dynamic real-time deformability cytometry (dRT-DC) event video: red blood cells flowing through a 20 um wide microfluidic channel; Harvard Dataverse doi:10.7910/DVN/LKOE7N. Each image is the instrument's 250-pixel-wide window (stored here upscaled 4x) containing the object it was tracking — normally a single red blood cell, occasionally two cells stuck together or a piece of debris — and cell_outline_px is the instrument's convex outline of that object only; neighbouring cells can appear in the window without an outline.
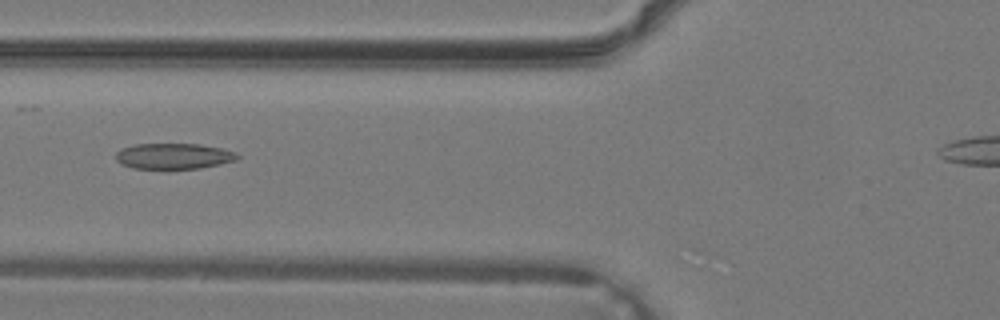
{"species": "common noctule bat (a hibernating species)", "species_latin": "Nyctalus noctula", "temperature_condition": "warm", "stored_images_in_passage": 24, "camera_frame_rate_fps": 3000, "um_per_image_px": 0.085, "animal": {"sex": "male", "body_mass_g": 19.2, "forearm_length_mm": 51.8}, "frame": {"image": 1, "passage_image": 4, "time_ms": 1.0, "image_size_px": [1000, 320], "cell_outline_px": [[240, 156], [236, 160], [220, 164], [200, 168], [168, 172], [132, 168], [120, 164], [116, 160], [116, 152], [120, 148], [136, 144], [200, 144], [224, 148], [236, 152]], "centroid_in_image_um": [14.74, 13.32], "position_along_channel_um": 111.1, "area_um2": 19.31}}
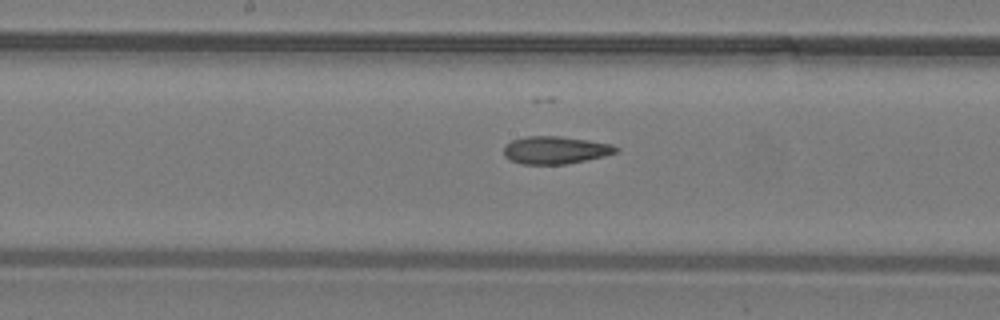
{"frame": {"image": 2, "passage_image": 9, "time_ms": 2.667, "image_size_px": [1000, 320], "cell_outline_px": [[620, 152], [604, 156], [568, 164], [520, 164], [504, 156], [504, 148], [512, 140], [528, 136], [560, 136], [588, 140], [612, 144], [620, 148]], "centroid_in_image_um": [47.26, 12.76], "position_along_channel_um": 200.9, "area_um2": 18.09}}
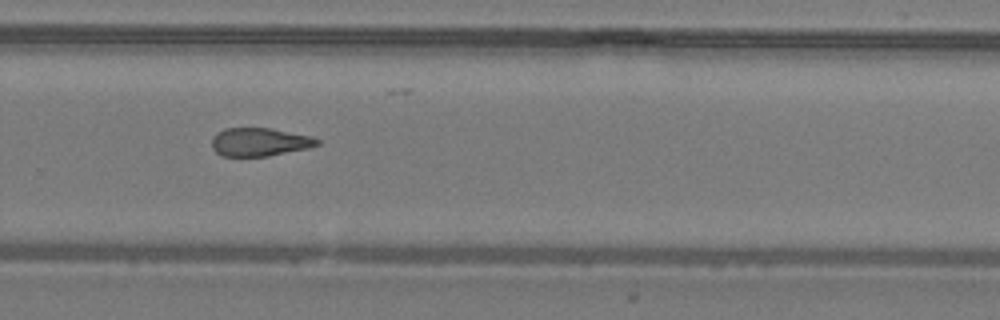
{"frame": {"image": 3, "passage_image": 15, "time_ms": 4.667, "image_size_px": [1000, 320], "cell_outline_px": [[320, 144], [308, 148], [268, 156], [224, 156], [216, 152], [212, 148], [212, 136], [216, 132], [224, 128], [268, 128], [312, 136], [320, 140]], "centroid_in_image_um": [22.05, 12.06], "position_along_channel_um": 307.8, "area_um2": 17.4}}